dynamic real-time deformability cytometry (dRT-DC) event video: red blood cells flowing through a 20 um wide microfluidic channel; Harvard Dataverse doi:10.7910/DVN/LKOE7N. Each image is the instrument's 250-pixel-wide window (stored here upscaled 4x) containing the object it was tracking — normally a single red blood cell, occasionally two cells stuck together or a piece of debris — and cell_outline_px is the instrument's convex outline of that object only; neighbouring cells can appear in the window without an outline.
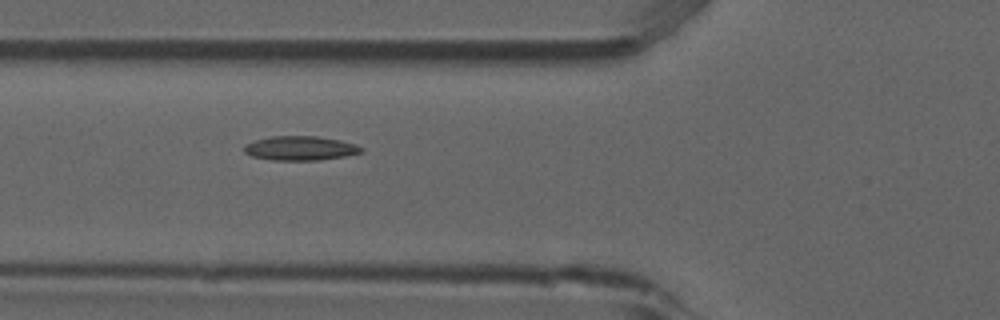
{"species": "common noctule bat (a hibernating species)", "species_latin": "Nyctalus noctula", "temperature_condition": "room temperature", "stored_images_in_passage": 5, "camera_frame_rate_fps": 3000, "um_per_image_px": 0.085, "animal": {"sex": "male", "forearm_length_mm": 52.5}, "frame": {"image": 1, "passage_image": 5, "time_ms": 1.333, "image_size_px": [1000, 320], "cell_outline_px": [[364, 148], [360, 152], [344, 156], [320, 160], [272, 160], [252, 156], [244, 152], [244, 144], [256, 140], [272, 136], [316, 136], [340, 140], [356, 144]], "centroid_in_image_um": [25.51, 12.6], "position_along_channel_um": 100.3, "area_um2": 16.47}}